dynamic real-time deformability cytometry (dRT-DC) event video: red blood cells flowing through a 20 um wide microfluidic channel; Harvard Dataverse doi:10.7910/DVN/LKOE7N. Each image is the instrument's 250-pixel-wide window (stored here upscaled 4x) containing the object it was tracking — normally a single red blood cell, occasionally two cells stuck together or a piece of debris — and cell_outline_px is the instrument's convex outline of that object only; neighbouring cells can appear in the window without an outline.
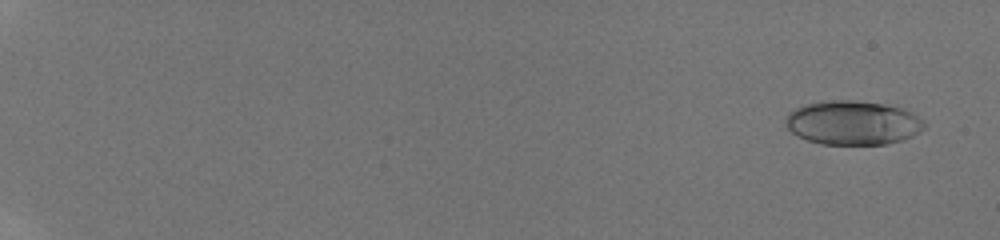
{"species": "human", "species_latin": "Homo sapiens", "temperature_condition": "room temperature", "stored_images_in_passage": 12, "camera_frame_rate_fps": 3000, "um_per_image_px": 0.085, "donor": {"sex": "male"}, "frame": {"image": 1, "passage_image": 2, "time_ms": 0.333, "image_size_px": [1000, 240], "cell_outline_px": [[924, 128], [920, 132], [904, 140], [888, 144], [820, 144], [808, 140], [792, 132], [784, 124], [784, 120], [788, 112], [796, 108], [808, 104], [824, 100], [852, 100], [884, 104], [900, 108], [912, 112], [924, 120]], "centroid_in_image_um": [72.5, 10.44], "position_along_channel_um": 12.5, "area_um2": 35.72}}
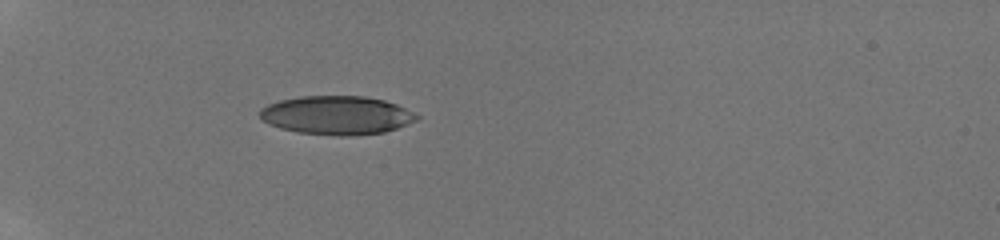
{"frame": {"image": 2, "passage_image": 9, "time_ms": 6.0, "image_size_px": [1000, 240], "cell_outline_px": [[420, 116], [416, 120], [408, 124], [384, 132], [348, 136], [340, 136], [296, 132], [280, 128], [268, 124], [260, 116], [260, 108], [268, 104], [280, 100], [300, 96], [364, 96], [384, 100], [396, 104]], "centroid_in_image_um": [28.6, 9.79], "position_along_channel_um": 56.4, "area_um2": 35.26}}